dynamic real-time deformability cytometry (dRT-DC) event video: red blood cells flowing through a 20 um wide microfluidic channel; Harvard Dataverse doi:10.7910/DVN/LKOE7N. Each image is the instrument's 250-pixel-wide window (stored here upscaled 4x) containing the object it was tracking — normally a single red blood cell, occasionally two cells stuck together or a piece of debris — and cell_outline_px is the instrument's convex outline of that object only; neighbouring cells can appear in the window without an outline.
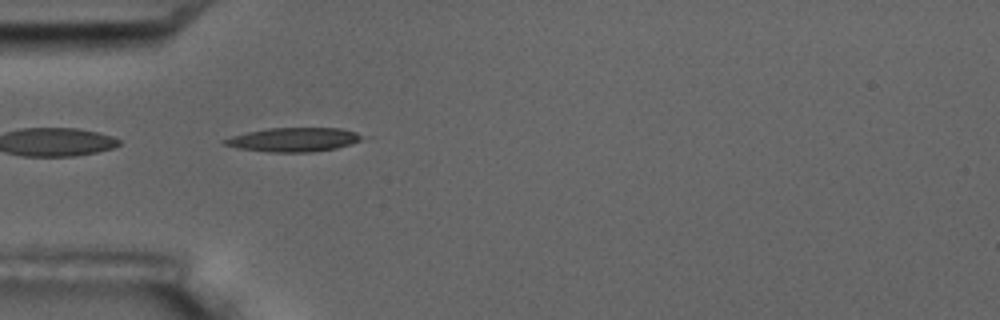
{"species": "common noctule bat (a hibernating species)", "species_latin": "Nyctalus noctula", "temperature_condition": "room temperature", "stored_images_in_passage": 3, "camera_frame_rate_fps": 3000, "um_per_image_px": 0.085, "animal": {"sex": "male", "body_mass_g": 17.5, "forearm_length_mm": 52.3}, "frame": {"image": 1, "passage_image": 2, "time_ms": 1.333, "image_size_px": [1000, 320], "cell_outline_px": [[364, 136], [360, 140], [336, 148], [312, 152], [268, 152], [240, 148], [224, 144], [220, 140], [232, 136], [248, 132], [268, 128], [340, 128], [356, 132]], "centroid_in_image_um": [24.94, 11.86], "position_along_channel_um": 60.1, "area_um2": 19.02}}